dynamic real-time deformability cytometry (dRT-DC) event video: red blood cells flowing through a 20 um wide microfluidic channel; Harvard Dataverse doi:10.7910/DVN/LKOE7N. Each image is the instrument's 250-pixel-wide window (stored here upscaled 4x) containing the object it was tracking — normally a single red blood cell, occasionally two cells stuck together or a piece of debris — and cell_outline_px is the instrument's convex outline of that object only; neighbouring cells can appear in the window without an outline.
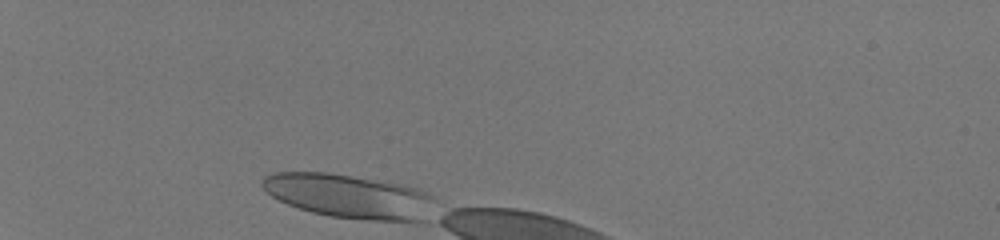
{"species": "human", "species_latin": "Homo sapiens", "temperature_condition": "room temperature", "stored_images_in_passage": 1, "camera_frame_rate_fps": 3000, "um_per_image_px": 0.085, "donor": {"sex": "male"}, "frame": {"image": 1, "passage_image": 1, "time_ms": 0.0, "image_size_px": [1000, 240], "cell_outline_px": [[436, 200], [424, 220], [416, 224], [364, 220], [332, 216], [312, 212], [288, 204], [272, 196], [260, 184], [260, 180], [264, 176], [276, 172], [328, 172], [400, 184], [420, 188], [432, 196]], "centroid_in_image_um": [29.75, 16.7], "position_along_channel_um": 55.3, "area_um2": 44.74}}